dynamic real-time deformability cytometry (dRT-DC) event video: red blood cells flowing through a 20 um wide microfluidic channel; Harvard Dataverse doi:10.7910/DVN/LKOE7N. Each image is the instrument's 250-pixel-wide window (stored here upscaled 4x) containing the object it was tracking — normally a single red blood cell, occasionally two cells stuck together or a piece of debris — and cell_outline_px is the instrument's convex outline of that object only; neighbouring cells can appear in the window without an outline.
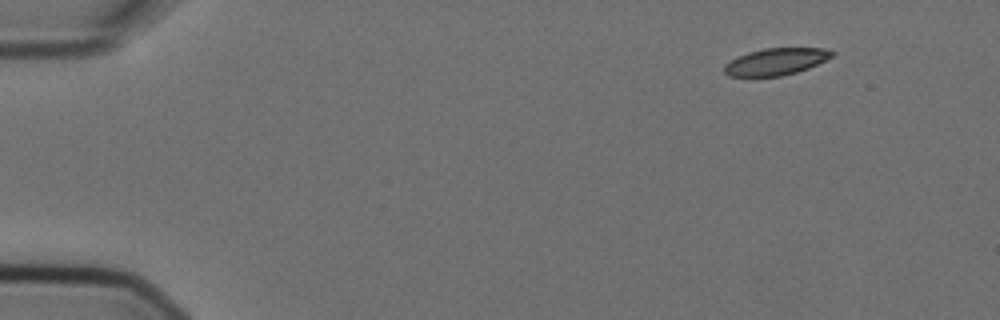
{"species": "Egyptian fruit bat (a non-hibernating species)", "species_latin": "Rousettus aegyptiacus", "temperature_condition": "cold", "stored_images_in_passage": 6, "camera_frame_rate_fps": 3000, "um_per_image_px": 0.085, "animal": {"sex": "female"}, "frame": {"image": 1, "passage_image": 1, "time_ms": 0.0, "image_size_px": [1000, 320], "cell_outline_px": [[836, 52], [832, 56], [808, 68], [796, 72], [780, 76], [728, 76], [724, 72], [724, 64], [748, 52], [764, 48], [824, 48]], "centroid_in_image_um": [65.95, 5.23], "position_along_channel_um": 19.1, "area_um2": 16.65}}
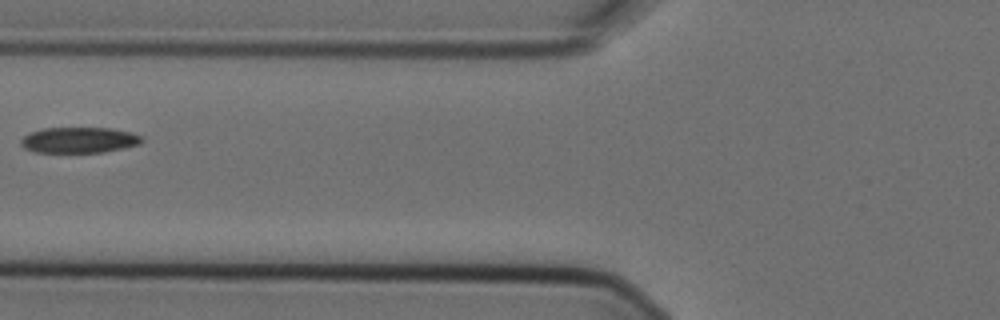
{"frame": {"image": 2, "passage_image": 5, "time_ms": 1.333, "image_size_px": [1000, 320], "cell_outline_px": [[144, 140], [140, 144], [124, 148], [104, 152], [36, 152], [24, 148], [20, 144], [20, 140], [28, 132], [44, 128], [112, 128], [132, 132], [140, 136]], "centroid_in_image_um": [6.72, 11.9], "position_along_channel_um": 119.1, "area_um2": 18.26}}
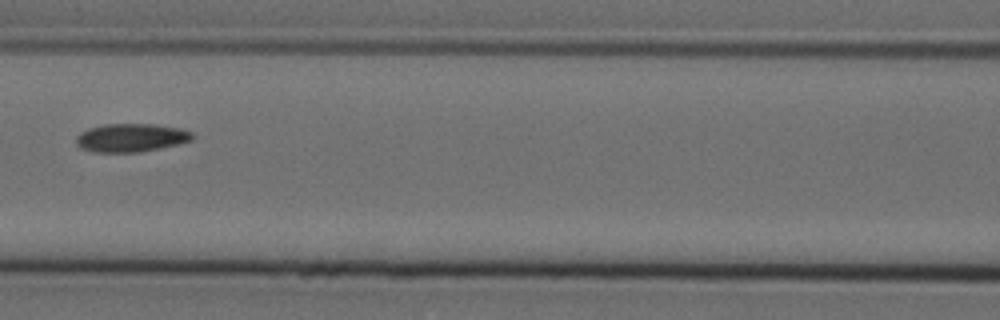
{"frame": {"image": 3, "passage_image": 6, "time_ms": 1.667, "image_size_px": [1000, 320], "cell_outline_px": [[196, 136], [192, 140], [160, 148], [140, 152], [92, 152], [80, 148], [76, 144], [76, 136], [80, 132], [88, 128], [104, 124], [152, 124], [176, 128], [192, 132]], "centroid_in_image_um": [11.09, 11.71], "position_along_channel_um": 155.5, "area_um2": 19.19}}